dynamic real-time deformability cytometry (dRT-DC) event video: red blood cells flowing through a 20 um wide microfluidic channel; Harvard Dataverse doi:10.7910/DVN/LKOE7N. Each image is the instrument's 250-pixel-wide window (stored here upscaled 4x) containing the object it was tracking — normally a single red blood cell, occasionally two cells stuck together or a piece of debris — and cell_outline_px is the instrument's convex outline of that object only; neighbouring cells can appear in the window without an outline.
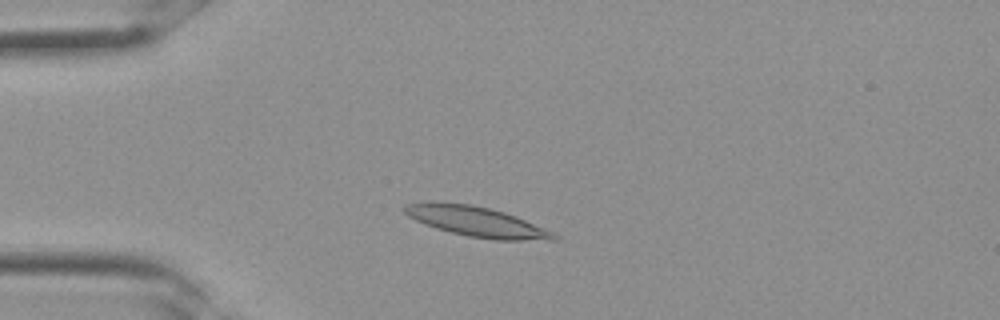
{"species": "Egyptian fruit bat (a non-hibernating species)", "species_latin": "Rousettus aegyptiacus", "temperature_condition": "room temperature", "stored_images_in_passage": 31, "camera_frame_rate_fps": 3000, "um_per_image_px": 0.085, "frame": {"image": 1, "passage_image": 6, "time_ms": 1.667, "image_size_px": [1000, 320], "cell_outline_px": [[560, 236], [556, 240], [496, 240], [468, 236], [436, 228], [424, 224], [408, 216], [400, 208], [404, 204], [472, 204], [504, 212], [516, 216], [552, 232]], "centroid_in_image_um": [40.56, 18.87], "position_along_channel_um": 44.4, "area_um2": 25.37}}
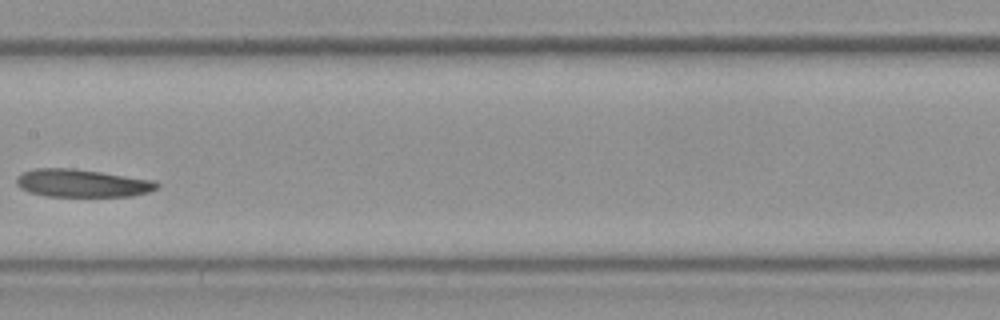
{"frame": {"image": 2, "passage_image": 15, "time_ms": 4.667, "image_size_px": [1000, 320], "cell_outline_px": [[160, 184], [156, 188], [148, 192], [132, 196], [44, 196], [28, 192], [20, 188], [16, 184], [16, 176], [24, 172], [36, 168], [72, 168], [156, 180]], "centroid_in_image_um": [6.96, 15.57], "position_along_channel_um": 200.4, "area_um2": 22.83}}
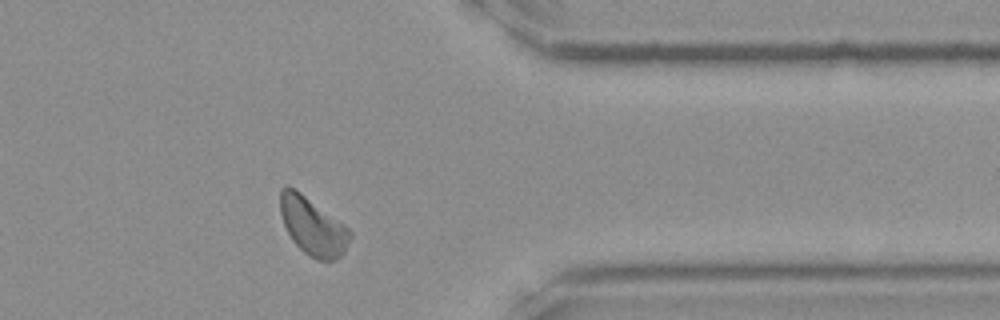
{"frame": {"image": 3, "passage_image": 25, "time_ms": 8.0, "image_size_px": [1000, 320], "cell_outline_px": [[352, 236], [344, 252], [336, 260], [316, 260], [308, 256], [292, 240], [284, 224], [280, 212], [280, 188], [288, 184], [300, 192], [344, 224], [352, 232]], "centroid_in_image_um": [26.58, 19.23], "position_along_channel_um": 384.8, "area_um2": 23.41}}